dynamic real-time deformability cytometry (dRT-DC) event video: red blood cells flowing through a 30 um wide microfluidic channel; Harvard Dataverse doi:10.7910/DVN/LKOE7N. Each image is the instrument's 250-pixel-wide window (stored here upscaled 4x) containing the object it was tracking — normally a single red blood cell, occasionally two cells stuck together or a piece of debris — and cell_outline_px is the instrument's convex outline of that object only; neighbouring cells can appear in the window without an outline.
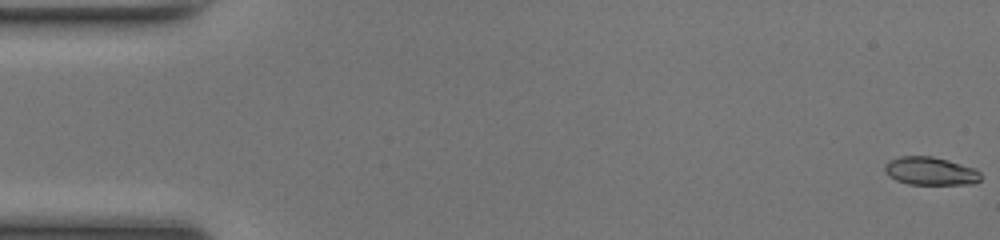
{"species": "common noctule bat (a hibernating species)", "species_latin": "Nyctalus noctula", "temperature_condition": "room temperature", "stored_images_in_passage": 16, "camera_frame_rate_fps": 3000, "um_per_image_px": 0.085, "animal": {"sex": "female", "body_mass_g": 17.0, "forearm_length_mm": 48.0}, "frame": {"image": 1, "passage_image": 1, "time_ms": 0.0, "image_size_px": [1000, 240], "cell_outline_px": [[980, 180], [972, 184], [908, 184], [896, 180], [888, 176], [884, 172], [884, 164], [888, 160], [900, 156], [932, 156], [948, 160], [976, 168], [980, 172]], "centroid_in_image_um": [79.06, 14.53], "position_along_channel_um": 5.9, "area_um2": 15.9}}
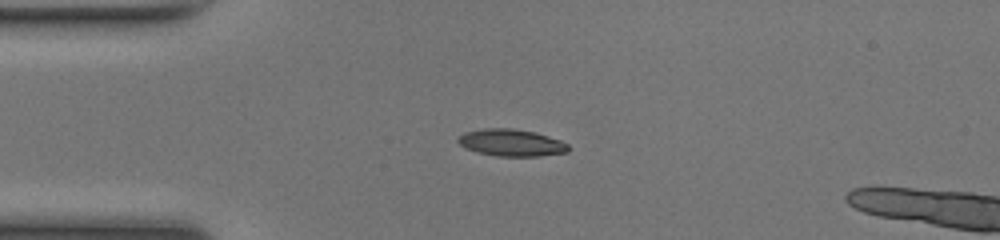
{"frame": {"image": 2, "passage_image": 13, "time_ms": 4.0, "image_size_px": [1000, 240], "cell_outline_px": [[568, 152], [540, 156], [496, 156], [476, 152], [464, 148], [456, 140], [464, 132], [484, 128], [512, 128], [532, 132], [548, 136], [560, 140], [568, 144]], "centroid_in_image_um": [43.43, 12.13], "position_along_channel_um": 41.6, "area_um2": 17.34}}